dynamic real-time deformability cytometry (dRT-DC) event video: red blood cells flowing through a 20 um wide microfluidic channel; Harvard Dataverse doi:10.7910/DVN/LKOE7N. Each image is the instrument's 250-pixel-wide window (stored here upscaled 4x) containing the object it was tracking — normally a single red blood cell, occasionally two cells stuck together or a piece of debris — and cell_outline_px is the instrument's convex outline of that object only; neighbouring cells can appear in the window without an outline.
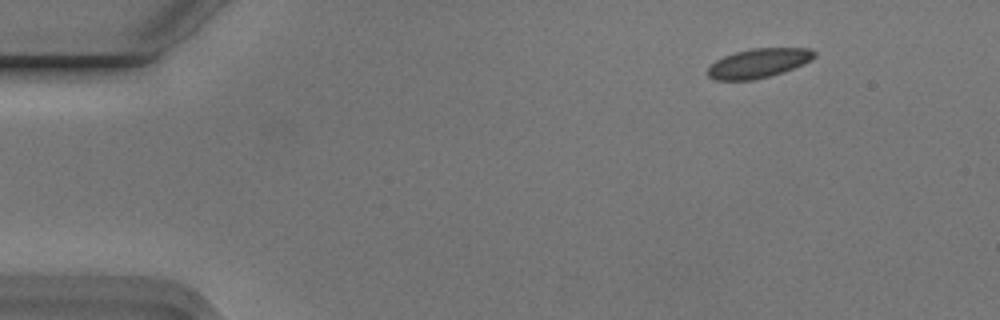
{"species": "Egyptian fruit bat (a non-hibernating species)", "species_latin": "Rousettus aegyptiacus", "temperature_condition": "cold", "stored_images_in_passage": 5, "camera_frame_rate_fps": 3000, "um_per_image_px": 0.085, "animal": {"sex": "male"}, "frame": {"image": 1, "passage_image": 5, "time_ms": 1.333, "image_size_px": [1000, 320], "cell_outline_px": [[816, 56], [812, 60], [804, 64], [784, 72], [752, 80], [716, 80], [708, 76], [708, 68], [716, 60], [724, 56], [736, 52], [752, 48], [812, 48], [816, 52]], "centroid_in_image_um": [64.52, 5.36], "position_along_channel_um": 20.5, "area_um2": 18.21}}